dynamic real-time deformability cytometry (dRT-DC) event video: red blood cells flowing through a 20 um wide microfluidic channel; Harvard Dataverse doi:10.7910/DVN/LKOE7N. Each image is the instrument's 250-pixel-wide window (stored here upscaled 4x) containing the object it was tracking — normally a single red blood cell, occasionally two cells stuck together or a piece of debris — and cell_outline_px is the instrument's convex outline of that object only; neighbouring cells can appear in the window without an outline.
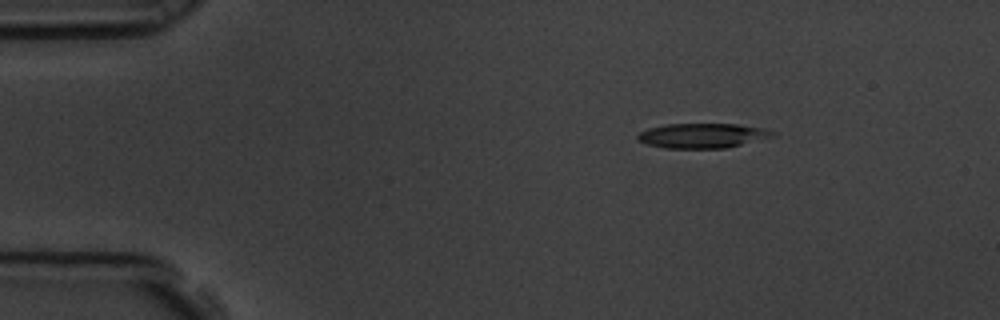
{"species": "common noctule bat (a hibernating species)", "species_latin": "Nyctalus noctula", "temperature_condition": "room temperature", "stored_images_in_passage": 4, "camera_frame_rate_fps": 3000, "um_per_image_px": 0.085, "animal": {"sex": "male", "body_mass_g": 19.5, "forearm_length_mm": 54.6}, "frame": {"image": 1, "passage_image": 2, "time_ms": 0.333, "image_size_px": [1000, 320], "cell_outline_px": [[776, 136], [724, 148], [664, 148], [648, 144], [636, 140], [636, 136], [640, 132], [648, 128], [664, 124], [736, 124], [764, 128], [776, 132]], "centroid_in_image_um": [59.69, 11.52], "position_along_channel_um": 25.3, "area_um2": 19.48}}